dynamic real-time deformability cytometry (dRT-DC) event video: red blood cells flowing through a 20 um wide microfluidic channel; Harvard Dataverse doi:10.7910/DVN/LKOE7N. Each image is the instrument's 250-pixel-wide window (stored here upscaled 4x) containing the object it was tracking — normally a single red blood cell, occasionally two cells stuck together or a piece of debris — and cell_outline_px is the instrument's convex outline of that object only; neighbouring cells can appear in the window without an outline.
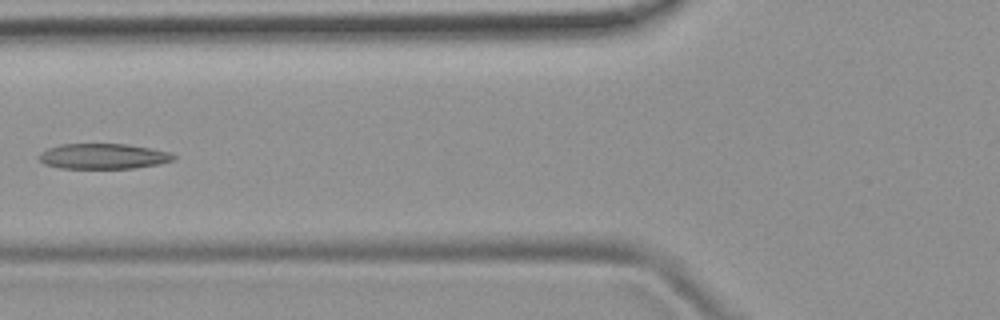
{"species": "common noctule bat (a hibernating species)", "species_latin": "Nyctalus noctula", "temperature_condition": "room temperature", "stored_images_in_passage": 5, "camera_frame_rate_fps": 3000, "um_per_image_px": 0.085, "animal": {"sex": "female", "body_mass_g": 19.9}, "frame": {"image": 1, "passage_image": 5, "time_ms": 4.667, "image_size_px": [1000, 320], "cell_outline_px": [[176, 156], [172, 160], [160, 164], [132, 168], [60, 168], [44, 164], [36, 156], [40, 152], [48, 148], [60, 144], [128, 144], [168, 152]], "centroid_in_image_um": [8.71, 13.28], "position_along_channel_um": 117.1, "area_um2": 19.83}}